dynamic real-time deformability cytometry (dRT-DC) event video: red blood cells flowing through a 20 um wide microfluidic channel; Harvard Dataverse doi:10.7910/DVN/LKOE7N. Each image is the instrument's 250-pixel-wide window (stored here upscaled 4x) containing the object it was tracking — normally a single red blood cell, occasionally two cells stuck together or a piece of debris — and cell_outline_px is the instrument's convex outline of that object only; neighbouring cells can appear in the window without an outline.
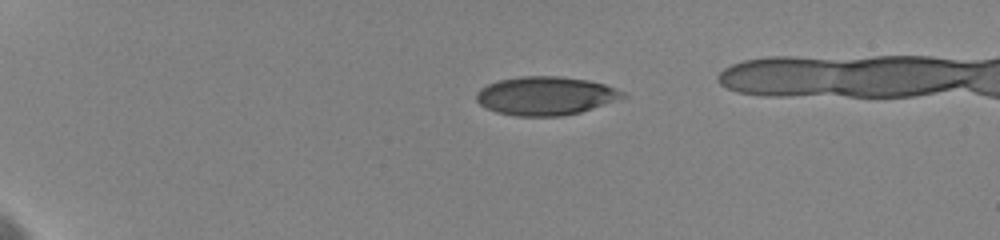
{"species": "human", "species_latin": "Homo sapiens", "temperature_condition": "cold", "stored_images_in_passage": 5, "camera_frame_rate_fps": 3000, "um_per_image_px": 0.085, "donor": {"sex": "female"}, "frame": {"image": 1, "passage_image": 1, "time_ms": 0.0, "image_size_px": [1000, 240], "cell_outline_px": [[628, 96], [580, 112], [560, 116], [516, 116], [496, 112], [480, 104], [476, 100], [476, 92], [480, 88], [488, 84], [500, 80], [520, 76], [560, 76], [588, 80], [604, 84], [624, 92]], "centroid_in_image_um": [46.36, 8.14], "position_along_channel_um": 38.6, "area_um2": 32.71}}
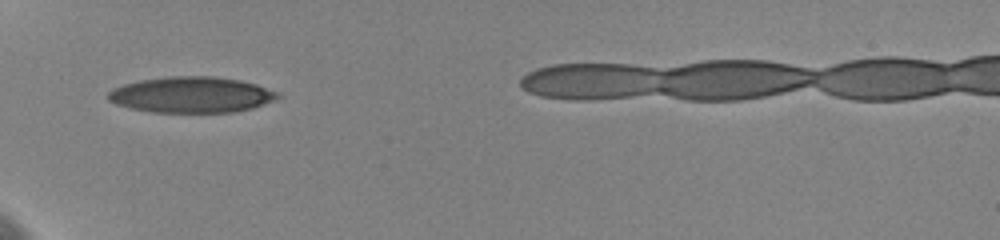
{"frame": {"image": 2, "passage_image": 4, "time_ms": 2.667, "image_size_px": [1000, 240], "cell_outline_px": [[280, 96], [276, 100], [252, 108], [232, 112], [152, 112], [132, 108], [116, 104], [108, 100], [108, 92], [112, 88], [124, 84], [140, 80], [172, 76], [216, 76], [240, 80], [256, 84], [280, 92]], "centroid_in_image_um": [16.3, 8.05], "position_along_channel_um": 68.7, "area_um2": 35.55}}